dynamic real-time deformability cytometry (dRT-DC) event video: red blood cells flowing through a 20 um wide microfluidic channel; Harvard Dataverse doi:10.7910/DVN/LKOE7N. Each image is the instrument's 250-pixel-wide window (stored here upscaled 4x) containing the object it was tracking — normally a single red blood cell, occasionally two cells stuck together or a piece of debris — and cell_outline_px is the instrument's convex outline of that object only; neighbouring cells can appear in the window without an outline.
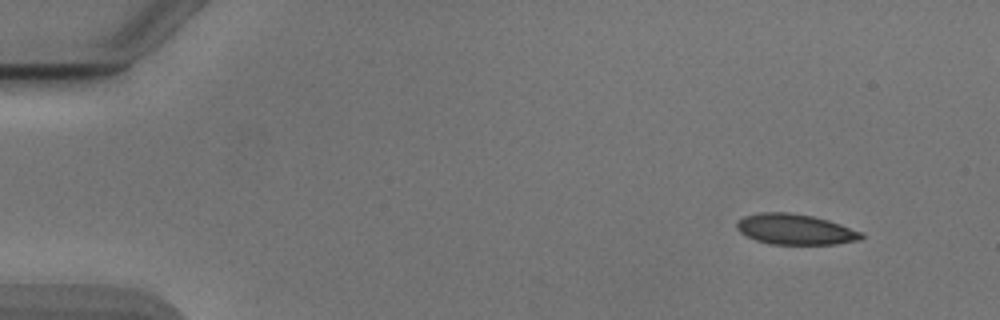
{"species": "Egyptian fruit bat (a non-hibernating species)", "species_latin": "Rousettus aegyptiacus", "temperature_condition": "cold", "stored_images_in_passage": 16, "camera_frame_rate_fps": 3000, "um_per_image_px": 0.085, "animal": {"sex": "male"}, "frame": {"image": 1, "passage_image": 1, "time_ms": 0.0, "image_size_px": [1000, 320], "cell_outline_px": [[864, 236], [860, 240], [836, 244], [772, 244], [756, 240], [740, 232], [736, 228], [736, 224], [744, 216], [760, 212], [788, 212], [812, 216], [828, 220], [864, 232]], "centroid_in_image_um": [67.62, 19.49], "position_along_channel_um": 17.4, "area_um2": 22.14}}
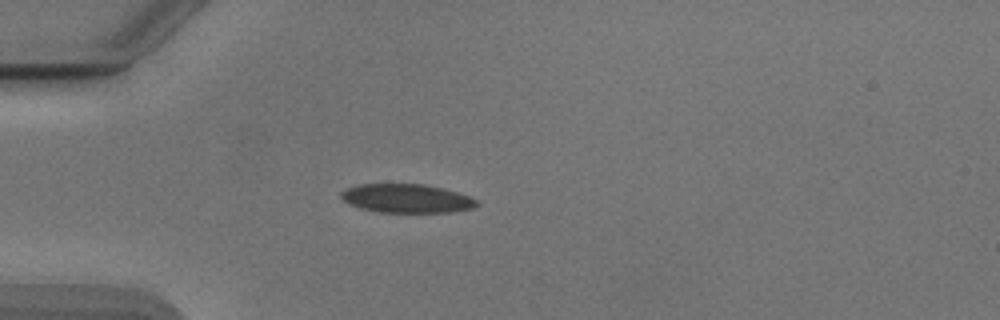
{"frame": {"image": 2, "passage_image": 11, "time_ms": 3.333, "image_size_px": [1000, 320], "cell_outline_px": [[480, 204], [472, 208], [452, 212], [376, 212], [360, 208], [348, 204], [340, 196], [340, 192], [348, 188], [360, 184], [424, 184], [444, 188], [472, 196]], "centroid_in_image_um": [34.59, 16.86], "position_along_channel_um": 50.4, "area_um2": 22.89}}
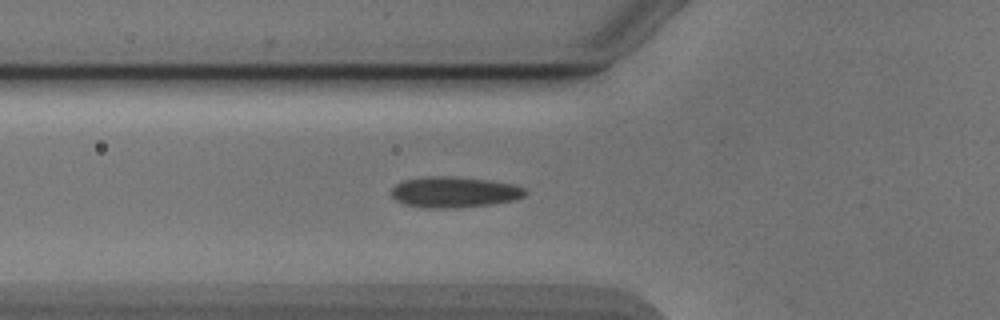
{"frame": {"image": 3, "passage_image": 15, "time_ms": 4.667, "image_size_px": [1000, 320], "cell_outline_px": [[528, 192], [524, 196], [516, 200], [492, 204], [456, 208], [428, 208], [404, 204], [396, 200], [392, 196], [392, 188], [396, 184], [404, 180], [428, 176], [452, 176], [488, 180], [512, 184], [524, 188]], "centroid_in_image_um": [38.63, 16.33], "position_along_channel_um": 87.2, "area_um2": 24.1}}